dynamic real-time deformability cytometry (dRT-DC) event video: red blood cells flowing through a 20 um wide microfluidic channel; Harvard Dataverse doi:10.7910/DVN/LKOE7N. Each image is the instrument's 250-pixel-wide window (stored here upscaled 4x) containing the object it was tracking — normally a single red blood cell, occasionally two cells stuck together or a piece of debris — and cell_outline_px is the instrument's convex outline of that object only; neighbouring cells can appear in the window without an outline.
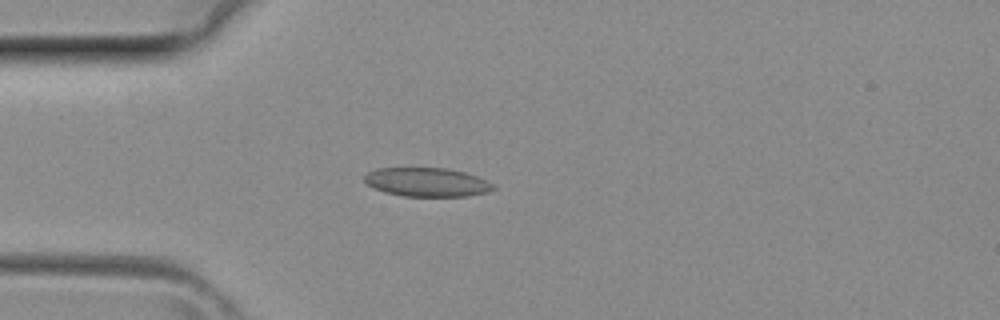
{"species": "common noctule bat (a hibernating species)", "species_latin": "Nyctalus noctula", "temperature_condition": "room temperature", "stored_images_in_passage": 22, "camera_frame_rate_fps": 3000, "um_per_image_px": 0.085, "animal": {"sex": "female", "body_mass_g": 29.2, "forearm_length_mm": 56.3}, "frame": {"image": 1, "passage_image": 2, "time_ms": 0.333, "image_size_px": [1000, 320], "cell_outline_px": [[496, 188], [488, 192], [468, 196], [404, 196], [384, 192], [368, 184], [364, 180], [364, 176], [368, 172], [376, 168], [448, 168], [464, 172], [476, 176], [492, 184]], "centroid_in_image_um": [36.28, 15.48], "position_along_channel_um": 48.7, "area_um2": 21.5}}
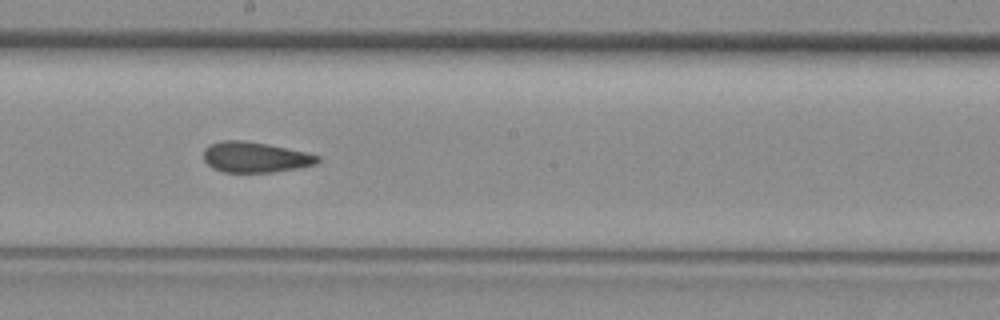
{"frame": {"image": 2, "passage_image": 13, "time_ms": 4.0, "image_size_px": [1000, 320], "cell_outline_px": [[320, 160], [316, 164], [296, 168], [272, 172], [224, 172], [212, 168], [204, 160], [204, 148], [208, 144], [224, 140], [244, 140], [304, 152], [320, 156]], "centroid_in_image_um": [21.64, 13.36], "position_along_channel_um": 226.6, "area_um2": 20.06}}
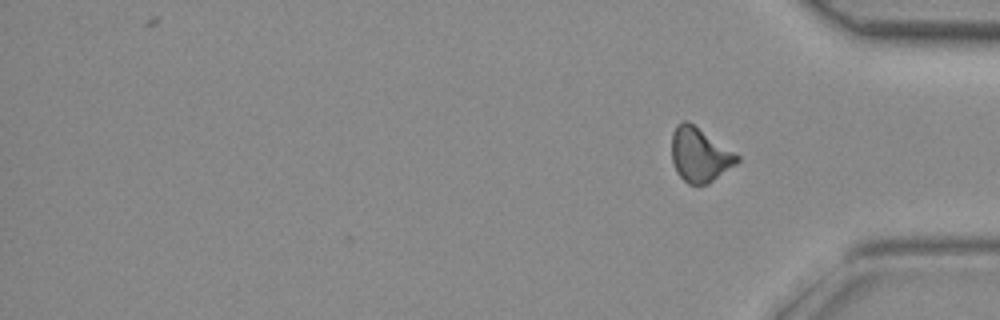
{"frame": {"image": 3, "passage_image": 22, "time_ms": 7.0, "image_size_px": [1000, 320], "cell_outline_px": [[740, 160], [736, 164], [708, 184], [688, 184], [676, 172], [672, 164], [672, 132], [676, 124], [684, 120], [688, 120], [740, 156]], "centroid_in_image_um": [59.45, 13.15], "position_along_channel_um": 375.7, "area_um2": 20.69}}